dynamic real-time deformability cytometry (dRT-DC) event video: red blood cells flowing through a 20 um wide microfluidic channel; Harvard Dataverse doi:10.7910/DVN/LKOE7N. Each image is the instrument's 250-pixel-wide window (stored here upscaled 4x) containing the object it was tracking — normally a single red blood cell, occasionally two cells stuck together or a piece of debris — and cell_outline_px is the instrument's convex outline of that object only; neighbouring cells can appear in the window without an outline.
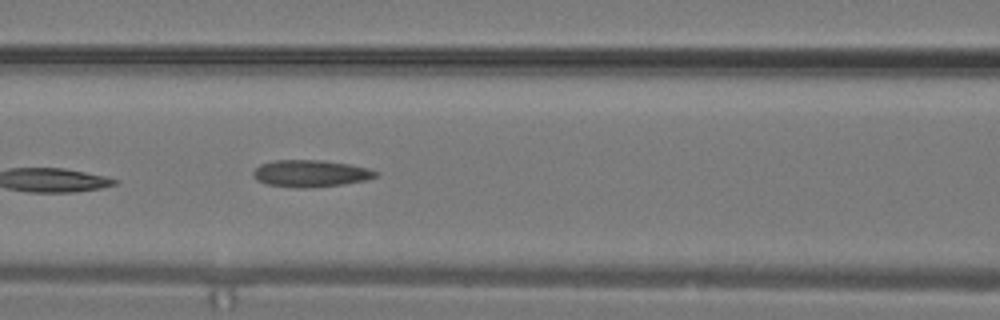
{"species": "common noctule bat (a hibernating species)", "species_latin": "Nyctalus noctula", "temperature_condition": "warm", "stored_images_in_passage": 12, "camera_frame_rate_fps": 3000, "um_per_image_px": 0.085, "animal": {"sex": "male", "body_mass_g": 19.2, "forearm_length_mm": 51.8}, "frame": {"image": 1, "passage_image": 12, "time_ms": 3.667, "image_size_px": [1000, 320], "cell_outline_px": [[380, 172], [376, 176], [368, 180], [340, 184], [304, 188], [268, 184], [256, 180], [252, 176], [252, 172], [260, 164], [272, 160], [320, 160], [348, 164], [368, 168]], "centroid_in_image_um": [26.38, 14.73], "position_along_channel_um": 140.2, "area_um2": 19.07}}